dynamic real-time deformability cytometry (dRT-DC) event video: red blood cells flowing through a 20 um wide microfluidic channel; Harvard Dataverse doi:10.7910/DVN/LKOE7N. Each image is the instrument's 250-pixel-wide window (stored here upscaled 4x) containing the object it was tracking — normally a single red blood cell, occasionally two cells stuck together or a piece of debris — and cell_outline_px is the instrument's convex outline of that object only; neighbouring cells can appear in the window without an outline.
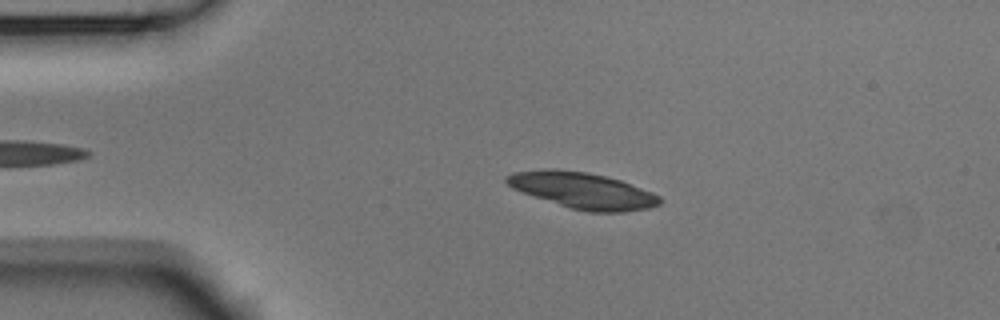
{"species": "Egyptian fruit bat (a non-hibernating species)", "species_latin": "Rousettus aegyptiacus", "temperature_condition": "room temperature", "stored_images_in_passage": 47, "camera_frame_rate_fps": 3000, "um_per_image_px": 0.085, "animal": {"sex": "male"}, "frame": {"image": 1, "passage_image": 11, "time_ms": 3.333, "image_size_px": [1000, 320], "cell_outline_px": [[660, 204], [648, 208], [624, 212], [588, 212], [572, 208], [512, 188], [504, 180], [504, 176], [512, 172], [544, 168], [556, 168], [588, 172], [620, 180], [652, 192], [660, 196]], "centroid_in_image_um": [49.51, 16.17], "position_along_channel_um": 35.5, "area_um2": 32.02}}